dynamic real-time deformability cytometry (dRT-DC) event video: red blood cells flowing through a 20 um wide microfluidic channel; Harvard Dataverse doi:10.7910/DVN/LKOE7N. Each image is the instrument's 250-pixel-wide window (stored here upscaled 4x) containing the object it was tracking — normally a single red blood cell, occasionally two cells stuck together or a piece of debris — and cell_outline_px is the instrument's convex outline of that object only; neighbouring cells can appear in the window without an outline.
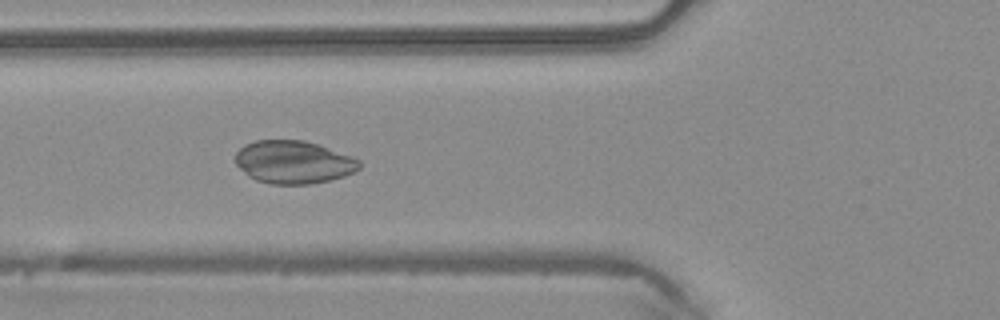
{"species": "common noctule bat (a hibernating species)", "species_latin": "Nyctalus noctula", "temperature_condition": "warm", "stored_images_in_passage": 42, "camera_frame_rate_fps": 3000, "um_per_image_px": 0.085, "animal": {"sex": "male", "body_mass_g": 20.4}, "frame": {"image": 1, "passage_image": 11, "time_ms": 3.333, "image_size_px": [1000, 320], "cell_outline_px": [[360, 168], [344, 176], [328, 180], [308, 184], [272, 184], [256, 180], [248, 176], [236, 164], [236, 152], [244, 144], [256, 140], [304, 140], [352, 156], [360, 160]], "centroid_in_image_um": [24.93, 13.77], "position_along_channel_um": 100.9, "area_um2": 30.81}}
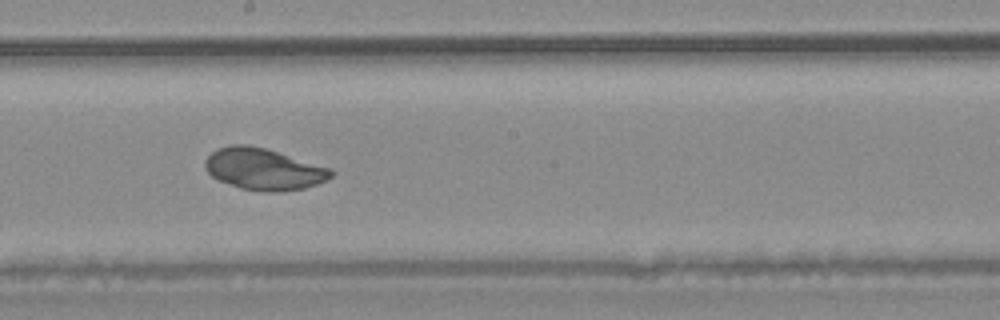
{"frame": {"image": 2, "passage_image": 20, "time_ms": 6.333, "image_size_px": [1000, 320], "cell_outline_px": [[336, 172], [332, 176], [316, 184], [304, 188], [276, 192], [268, 192], [240, 188], [220, 180], [212, 176], [204, 168], [204, 160], [212, 152], [220, 148], [232, 144], [248, 144], [264, 148], [332, 168]], "centroid_in_image_um": [22.41, 14.37], "position_along_channel_um": 225.8, "area_um2": 30.35}}
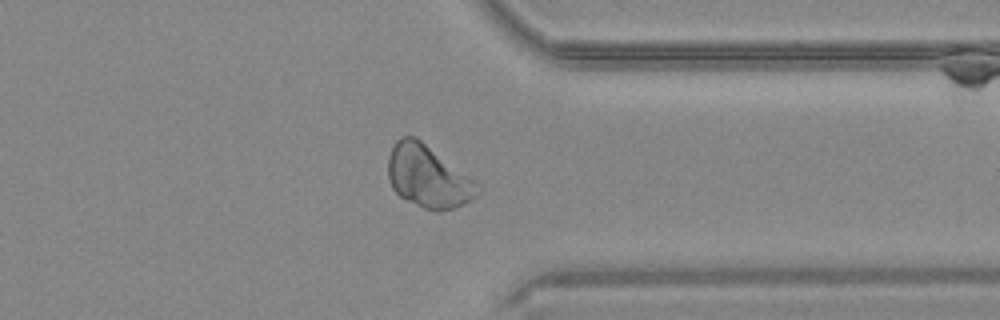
{"frame": {"image": 3, "passage_image": 31, "time_ms": 10.0, "image_size_px": [1000, 320], "cell_outline_px": [[480, 184], [476, 196], [472, 200], [456, 208], [436, 212], [424, 208], [404, 200], [392, 188], [388, 180], [388, 156], [396, 140], [404, 136], [416, 136], [476, 180]], "centroid_in_image_um": [36.39, 15.02], "position_along_channel_um": 375.0, "area_um2": 32.89}}